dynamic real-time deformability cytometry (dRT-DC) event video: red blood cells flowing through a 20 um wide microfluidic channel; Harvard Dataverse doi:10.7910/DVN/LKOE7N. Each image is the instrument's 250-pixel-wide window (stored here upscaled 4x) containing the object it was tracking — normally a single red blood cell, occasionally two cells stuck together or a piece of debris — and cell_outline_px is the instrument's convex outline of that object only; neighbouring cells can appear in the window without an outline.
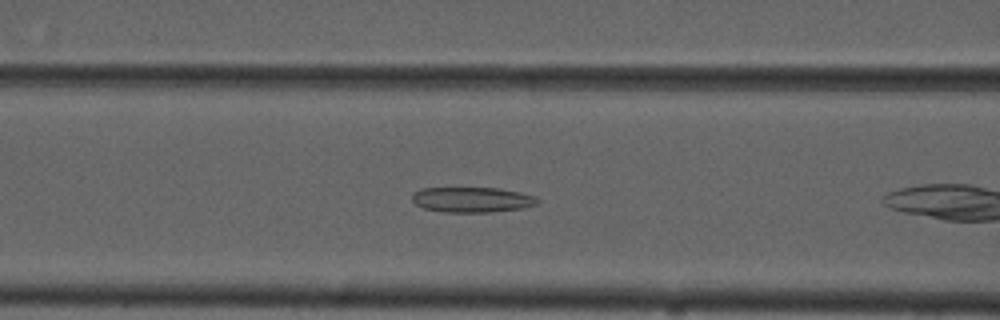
{"species": "common noctule bat (a hibernating species)", "species_latin": "Nyctalus noctula", "temperature_condition": "cold", "stored_images_in_passage": 9, "camera_frame_rate_fps": 3000, "um_per_image_px": 0.085, "animal": {"sex": "male", "forearm_length_mm": 52.5}, "frame": {"image": 1, "passage_image": 8, "time_ms": 2.333, "image_size_px": [1000, 320], "cell_outline_px": [[540, 200], [536, 204], [524, 208], [492, 212], [444, 212], [424, 208], [416, 204], [412, 200], [412, 196], [420, 188], [496, 188], [520, 192], [536, 196]], "centroid_in_image_um": [40.16, 16.97], "position_along_channel_um": 126.4, "area_um2": 18.44}}